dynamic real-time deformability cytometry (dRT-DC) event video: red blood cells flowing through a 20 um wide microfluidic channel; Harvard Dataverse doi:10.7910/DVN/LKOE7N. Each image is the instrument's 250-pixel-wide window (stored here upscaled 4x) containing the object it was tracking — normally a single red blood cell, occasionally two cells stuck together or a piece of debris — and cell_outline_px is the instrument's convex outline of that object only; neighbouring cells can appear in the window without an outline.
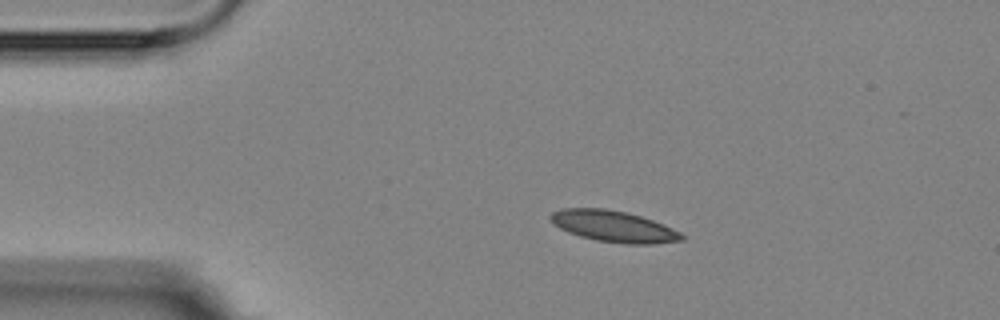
{"species": "Egyptian fruit bat (a non-hibernating species)", "species_latin": "Rousettus aegyptiacus", "temperature_condition": "room temperature", "stored_images_in_passage": 6, "camera_frame_rate_fps": 3000, "um_per_image_px": 0.085, "animal": {"sex": "female"}, "frame": {"image": 1, "passage_image": 3, "time_ms": 2.333, "image_size_px": [1000, 320], "cell_outline_px": [[684, 240], [652, 244], [624, 244], [596, 240], [580, 236], [568, 232], [552, 224], [548, 216], [552, 212], [560, 208], [604, 208], [628, 212], [652, 220], [672, 228], [680, 232], [684, 236]], "centroid_in_image_um": [52.12, 19.23], "position_along_channel_um": 32.9, "area_um2": 24.04}}
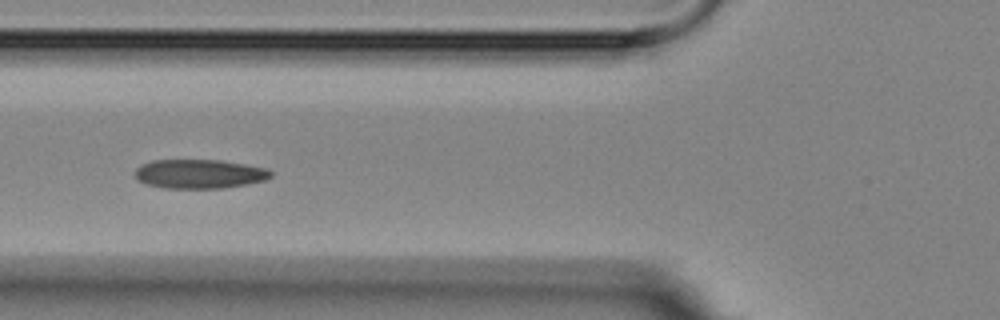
{"frame": {"image": 2, "passage_image": 5, "time_ms": 5.667, "image_size_px": [1000, 320], "cell_outline_px": [[272, 176], [264, 180], [224, 188], [164, 188], [144, 184], [136, 180], [136, 168], [140, 164], [152, 160], [220, 160], [268, 168], [272, 172]], "centroid_in_image_um": [16.91, 14.78], "position_along_channel_um": 108.9, "area_um2": 23.12}}
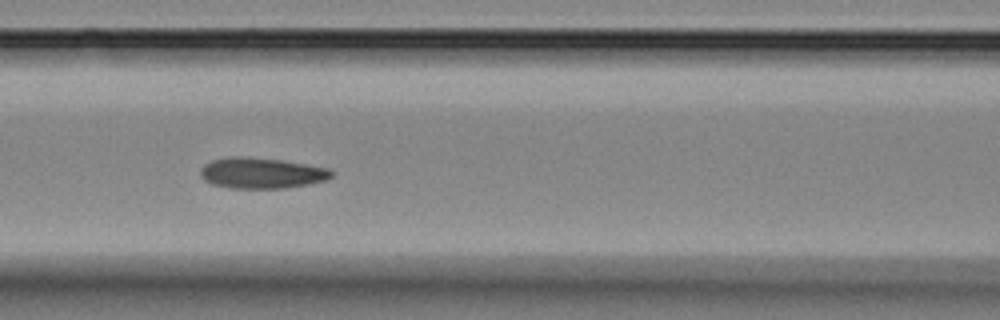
{"frame": {"image": 3, "passage_image": 6, "time_ms": 6.667, "image_size_px": [1000, 320], "cell_outline_px": [[336, 172], [328, 180], [308, 184], [284, 188], [232, 188], [212, 184], [204, 180], [200, 176], [200, 168], [204, 164], [212, 160], [232, 156], [248, 156], [280, 160], [328, 168]], "centroid_in_image_um": [22.22, 14.7], "position_along_channel_um": 144.4, "area_um2": 23.64}}